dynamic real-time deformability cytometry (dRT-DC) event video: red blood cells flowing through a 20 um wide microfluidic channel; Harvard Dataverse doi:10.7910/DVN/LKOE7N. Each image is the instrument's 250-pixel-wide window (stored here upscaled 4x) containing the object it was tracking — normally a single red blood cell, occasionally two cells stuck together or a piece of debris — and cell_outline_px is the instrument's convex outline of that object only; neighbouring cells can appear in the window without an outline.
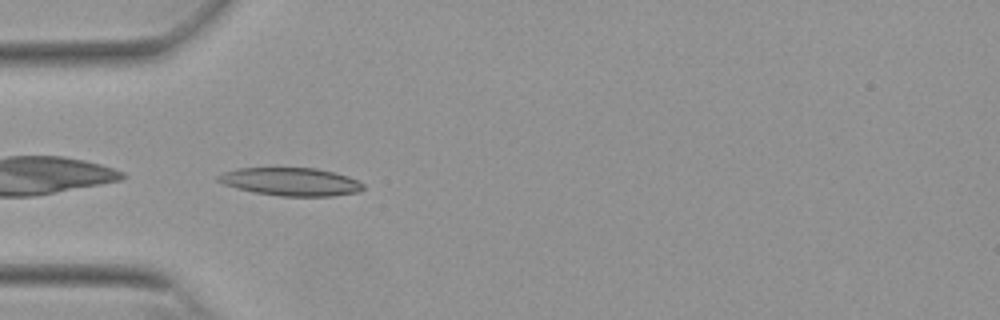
{"species": "Egyptian fruit bat (a non-hibernating species)", "species_latin": "Rousettus aegyptiacus", "temperature_condition": "warm", "stored_images_in_passage": 34, "camera_frame_rate_fps": 3000, "um_per_image_px": 0.085, "animal": {"sex": "female"}, "frame": {"image": 1, "passage_image": 1, "time_ms": 0.0, "image_size_px": [1000, 320], "cell_outline_px": [[364, 188], [360, 192], [332, 196], [280, 196], [252, 192], [236, 188], [224, 184], [216, 180], [216, 176], [224, 172], [240, 168], [316, 168], [348, 176], [364, 184]], "centroid_in_image_um": [24.71, 15.45], "position_along_channel_um": 60.3, "area_um2": 23.7}}
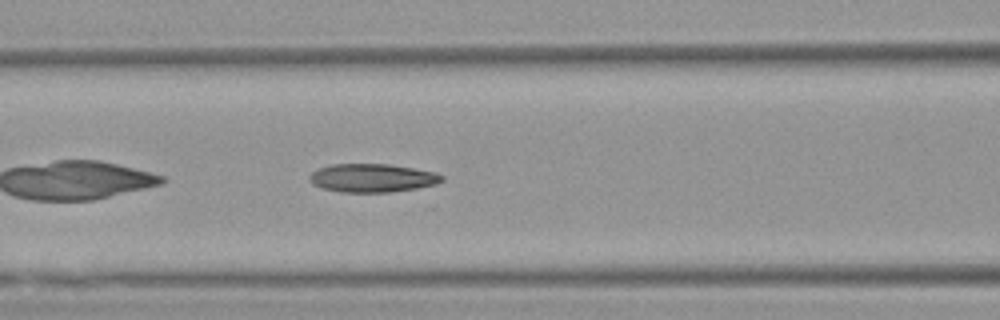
{"frame": {"image": 2, "passage_image": 7, "time_ms": 2.0, "image_size_px": [1000, 320], "cell_outline_px": [[444, 180], [436, 184], [416, 188], [392, 192], [340, 192], [320, 188], [312, 184], [308, 180], [308, 176], [312, 172], [320, 168], [332, 164], [388, 164], [436, 172], [444, 176]], "centroid_in_image_um": [31.62, 15.13], "position_along_channel_um": 135.0, "area_um2": 22.02}}
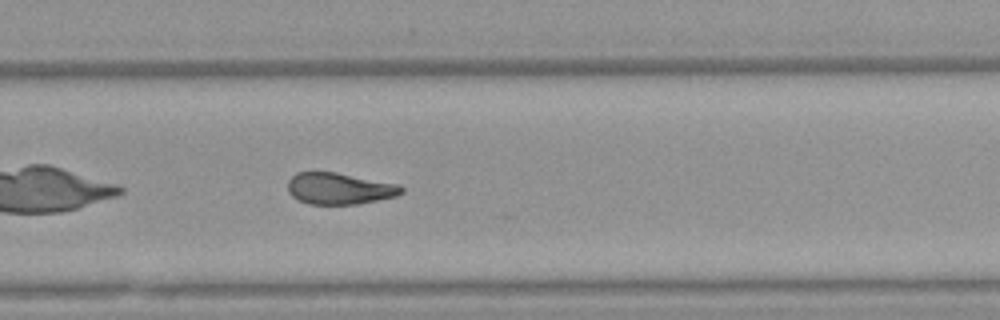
{"frame": {"image": 3, "passage_image": 20, "time_ms": 6.333, "image_size_px": [1000, 320], "cell_outline_px": [[404, 192], [396, 196], [356, 204], [308, 204], [296, 200], [288, 192], [288, 180], [296, 172], [336, 172], [400, 184], [404, 188]], "centroid_in_image_um": [28.84, 16.02], "position_along_channel_um": 301.0, "area_um2": 21.04}, "authors_computed_cell_mechanics": {"area_um2": 21.675, "velocity_mm_per_s": 3.8438, "shape_relaxation_time_tau1_ms": 8.4743, "shape_relaxation_time_tau2_ms": 3.1659, "deformation_change_tau1": 0.2272, "deformation_change_tau2": 0.1132}}